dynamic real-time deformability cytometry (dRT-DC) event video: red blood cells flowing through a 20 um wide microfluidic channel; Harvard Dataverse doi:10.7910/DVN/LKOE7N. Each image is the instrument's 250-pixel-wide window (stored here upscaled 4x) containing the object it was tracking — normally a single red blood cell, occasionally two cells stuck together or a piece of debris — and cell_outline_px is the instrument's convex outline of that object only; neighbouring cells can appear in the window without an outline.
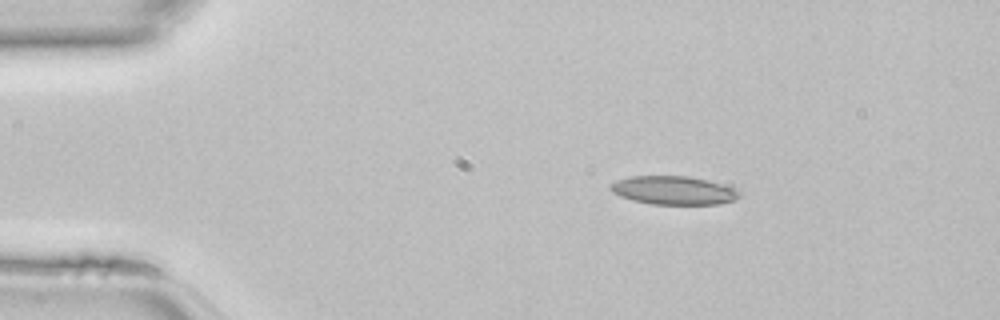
{"species": "common noctule bat (a hibernating species)", "species_latin": "Nyctalus noctula", "temperature_condition": "room temperature", "stored_images_in_passage": 39, "camera_frame_rate_fps": 3000, "um_per_image_px": 0.085, "animal": {"sex": "female", "body_mass_g": 22.7, "forearm_length_mm": 54.2}, "frame": {"image": 1, "passage_image": 1, "time_ms": 0.0, "image_size_px": [1000, 320], "cell_outline_px": [[740, 196], [736, 200], [720, 204], [652, 204], [632, 200], [620, 196], [612, 192], [608, 188], [608, 184], [616, 180], [628, 176], [688, 176], [708, 180], [736, 188], [740, 192]], "centroid_in_image_um": [57.24, 16.17], "position_along_channel_um": 27.8, "area_um2": 21.68}}
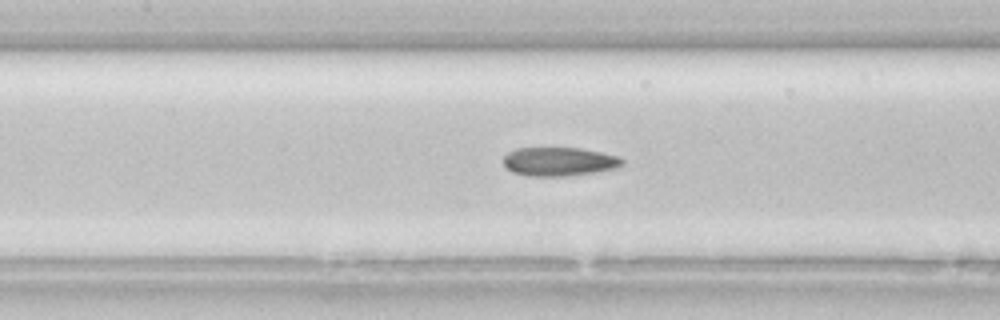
{"frame": {"image": 2, "passage_image": 14, "time_ms": 4.333, "image_size_px": [1000, 320], "cell_outline_px": [[624, 164], [620, 168], [596, 172], [564, 176], [528, 176], [512, 172], [504, 168], [504, 156], [508, 152], [516, 148], [580, 148], [620, 156], [624, 160]], "centroid_in_image_um": [47.55, 13.74], "position_along_channel_um": 159.9, "area_um2": 20.17}}
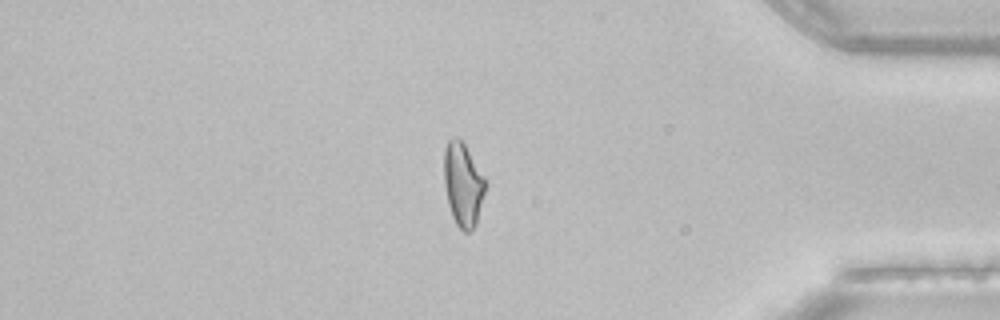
{"frame": {"image": 3, "passage_image": 32, "time_ms": 10.333, "image_size_px": [1000, 320], "cell_outline_px": [[488, 184], [476, 224], [472, 232], [464, 232], [456, 224], [452, 216], [448, 204], [444, 184], [444, 148], [448, 140], [452, 136], [456, 136], [464, 144], [488, 180]], "centroid_in_image_um": [39.38, 15.68], "position_along_channel_um": 395.8, "area_um2": 20.63}}